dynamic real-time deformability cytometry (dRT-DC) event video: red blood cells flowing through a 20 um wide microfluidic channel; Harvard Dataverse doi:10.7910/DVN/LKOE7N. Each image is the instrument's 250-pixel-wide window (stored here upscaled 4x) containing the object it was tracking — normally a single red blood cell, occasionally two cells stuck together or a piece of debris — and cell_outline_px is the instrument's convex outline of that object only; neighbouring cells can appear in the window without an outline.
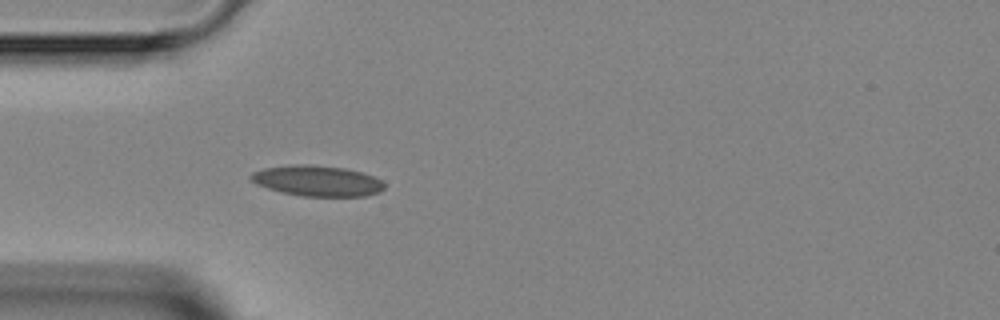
{"species": "Egyptian fruit bat (a non-hibernating species)", "species_latin": "Rousettus aegyptiacus", "temperature_condition": "room temperature", "stored_images_in_passage": 1, "camera_frame_rate_fps": 3000, "um_per_image_px": 0.085, "animal": {"sex": "female"}, "frame": {"image": 1, "passage_image": 1, "time_ms": 0.0, "image_size_px": [1000, 320], "cell_outline_px": [[384, 188], [376, 192], [364, 196], [300, 196], [268, 188], [256, 184], [248, 176], [252, 172], [264, 168], [292, 164], [308, 164], [344, 168], [360, 172], [372, 176], [380, 180], [384, 184]], "centroid_in_image_um": [26.92, 15.36], "position_along_channel_um": 58.1, "area_um2": 23.58}}